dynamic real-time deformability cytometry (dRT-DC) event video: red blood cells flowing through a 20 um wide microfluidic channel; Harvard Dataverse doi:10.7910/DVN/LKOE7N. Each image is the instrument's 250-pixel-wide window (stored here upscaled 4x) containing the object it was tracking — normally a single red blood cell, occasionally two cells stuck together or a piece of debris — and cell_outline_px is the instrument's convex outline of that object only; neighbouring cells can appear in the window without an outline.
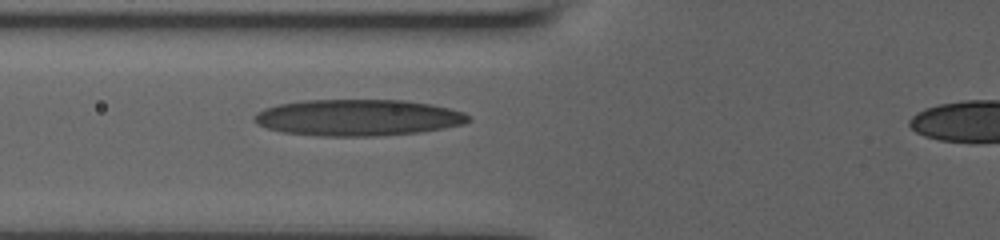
{"species": "human", "species_latin": "Homo sapiens", "temperature_condition": "room temperature", "stored_images_in_passage": 33, "camera_frame_rate_fps": 3000, "um_per_image_px": 0.085, "donor": {"sex": "male"}, "frame": {"image": 1, "passage_image": 7, "time_ms": 2.333, "image_size_px": [1000, 240], "cell_outline_px": [[472, 120], [464, 124], [444, 128], [420, 132], [376, 136], [320, 136], [284, 132], [268, 128], [256, 124], [252, 120], [252, 116], [256, 112], [264, 108], [276, 104], [304, 100], [404, 100], [432, 104], [464, 112]], "centroid_in_image_um": [30.4, 9.99], "position_along_channel_um": 95.4, "area_um2": 45.72}}
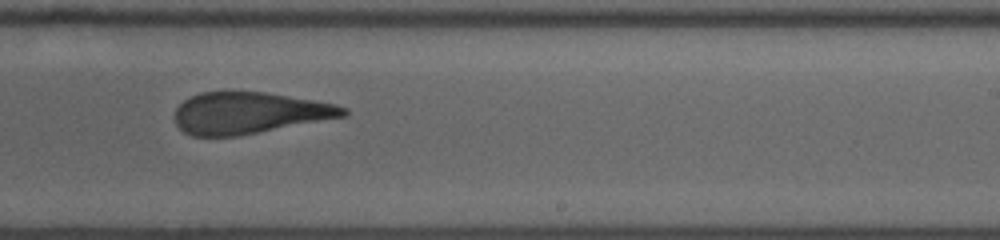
{"frame": {"image": 2, "passage_image": 19, "time_ms": 6.667, "image_size_px": [1000, 240], "cell_outline_px": [[348, 112], [344, 116], [236, 136], [192, 136], [184, 132], [176, 124], [176, 108], [184, 100], [200, 92], [264, 92], [336, 104], [348, 108]], "centroid_in_image_um": [21.15, 9.6], "position_along_channel_um": 267.8, "area_um2": 40.17}}
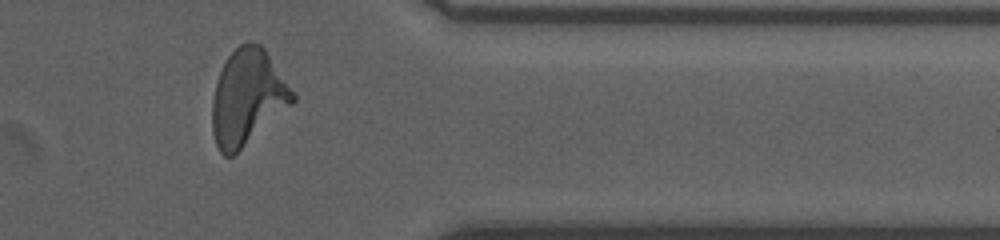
{"frame": {"image": 3, "passage_image": 29, "time_ms": 10.0, "image_size_px": [1000, 240], "cell_outline_px": [[296, 100], [292, 104], [232, 156], [224, 156], [220, 152], [216, 144], [212, 132], [212, 100], [216, 80], [228, 56], [240, 44], [260, 44], [264, 48], [296, 96]], "centroid_in_image_um": [21.01, 8.29], "position_along_channel_um": 390.4, "area_um2": 43.87}}